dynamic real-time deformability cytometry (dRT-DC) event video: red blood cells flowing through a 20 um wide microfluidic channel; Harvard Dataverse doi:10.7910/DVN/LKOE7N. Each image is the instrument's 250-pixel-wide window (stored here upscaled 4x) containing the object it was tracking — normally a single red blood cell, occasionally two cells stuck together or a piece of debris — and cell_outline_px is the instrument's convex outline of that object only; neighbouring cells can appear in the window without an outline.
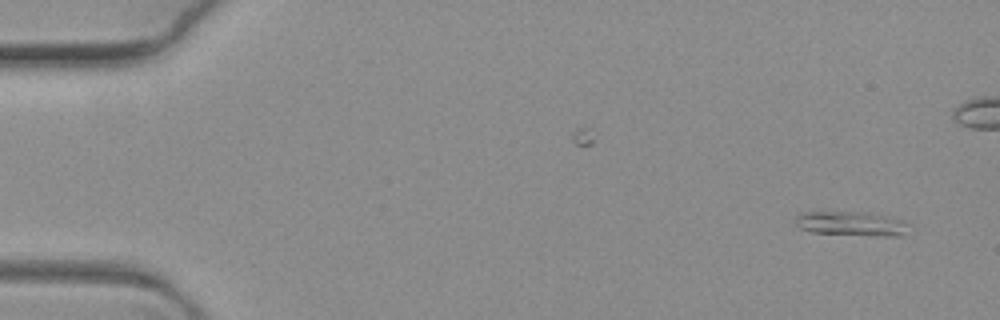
{"species": "common noctule bat (a hibernating species)", "species_latin": "Nyctalus noctula", "temperature_condition": "warm", "stored_images_in_passage": 8, "camera_frame_rate_fps": 3000, "um_per_image_px": 0.085, "animal": {"sex": "female", "body_mass_g": 19.3, "forearm_length_mm": 54.1}, "frame": {"image": 1, "passage_image": 1, "time_ms": 0.0, "image_size_px": [1000, 320], "cell_outline_px": [[912, 224], [900, 236], [876, 236], [812, 232], [800, 228], [796, 224], [796, 216], [800, 212], [860, 212], [888, 216], [904, 220]], "centroid_in_image_um": [72.4, 19.01], "position_along_channel_um": 12.6, "area_um2": 16.13}}